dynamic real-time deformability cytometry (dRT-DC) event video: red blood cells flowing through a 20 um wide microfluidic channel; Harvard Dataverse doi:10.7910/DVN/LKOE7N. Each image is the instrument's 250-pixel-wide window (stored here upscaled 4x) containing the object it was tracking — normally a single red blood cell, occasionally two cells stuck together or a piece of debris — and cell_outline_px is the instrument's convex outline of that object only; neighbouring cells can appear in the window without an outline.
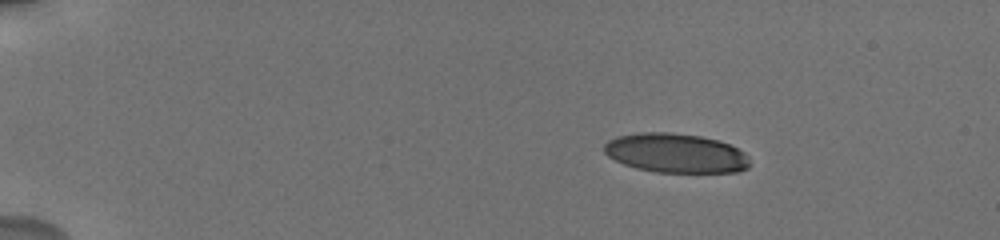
{"species": "human", "species_latin": "Homo sapiens", "temperature_condition": "cold", "stored_images_in_passage": 17, "camera_frame_rate_fps": 3000, "um_per_image_px": 0.085, "donor": {"sex": "male"}, "frame": {"image": 1, "passage_image": 1, "time_ms": 0.0, "image_size_px": [1000, 240], "cell_outline_px": [[752, 164], [748, 168], [736, 172], [656, 172], [636, 168], [624, 164], [608, 156], [604, 152], [604, 144], [608, 140], [616, 136], [640, 132], [672, 132], [700, 136], [716, 140], [728, 144], [744, 152], [748, 156]], "centroid_in_image_um": [57.44, 13.01], "position_along_channel_um": 27.6, "area_um2": 33.47}}
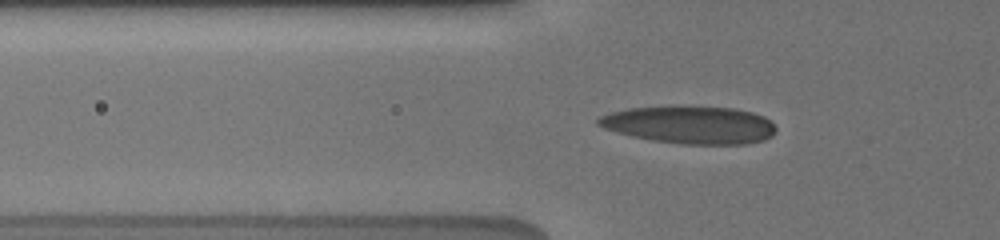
{"frame": {"image": 2, "passage_image": 14, "time_ms": 3.667, "image_size_px": [1000, 240], "cell_outline_px": [[776, 128], [772, 136], [764, 140], [748, 144], [684, 144], [652, 140], [632, 136], [616, 132], [604, 128], [596, 124], [596, 120], [600, 116], [612, 112], [628, 108], [676, 104], [736, 108], [752, 112], [764, 116], [772, 120]], "centroid_in_image_um": [58.66, 10.58], "position_along_channel_um": 67.1, "area_um2": 39.88}}
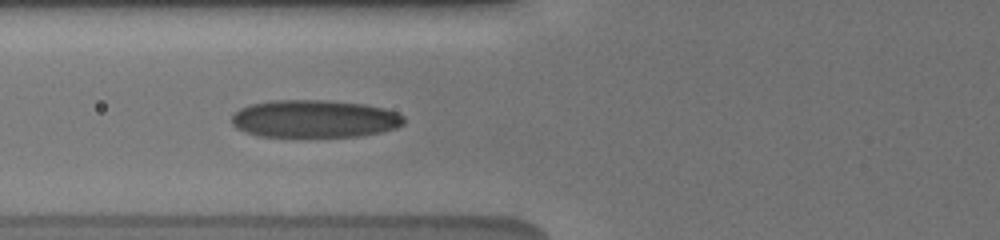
{"frame": {"image": 3, "passage_image": 16, "time_ms": 4.667, "image_size_px": [1000, 240], "cell_outline_px": [[404, 124], [396, 128], [380, 132], [360, 136], [256, 136], [244, 132], [236, 128], [232, 124], [232, 116], [240, 108], [248, 104], [272, 100], [324, 100], [364, 104], [384, 108], [396, 112], [404, 116]], "centroid_in_image_um": [26.71, 10.09], "position_along_channel_um": 99.1, "area_um2": 37.86}}